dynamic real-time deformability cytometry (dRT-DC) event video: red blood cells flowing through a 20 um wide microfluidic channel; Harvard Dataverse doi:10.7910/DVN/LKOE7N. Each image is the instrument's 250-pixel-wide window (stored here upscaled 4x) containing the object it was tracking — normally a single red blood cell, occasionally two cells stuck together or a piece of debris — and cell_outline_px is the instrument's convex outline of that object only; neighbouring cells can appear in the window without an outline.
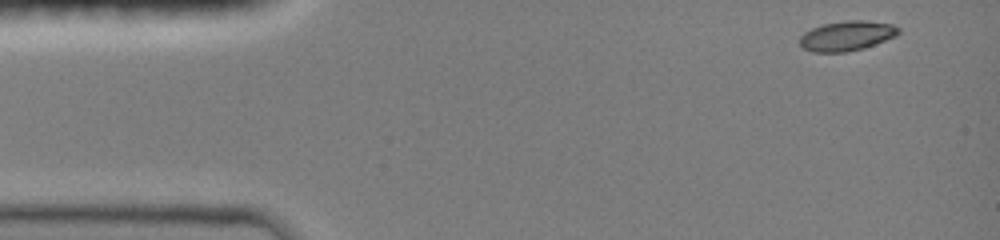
{"species": "common noctule bat (a hibernating species)", "species_latin": "Nyctalus noctula", "temperature_condition": "room temperature", "stored_images_in_passage": 42, "camera_frame_rate_fps": 3000, "um_per_image_px": 0.085, "animal": {"sex": "female", "body_mass_g": 19.0, "forearm_length_mm": 51.5}, "frame": {"image": 1, "passage_image": 1, "time_ms": 0.0, "image_size_px": [1000, 240], "cell_outline_px": [[900, 32], [896, 36], [864, 48], [844, 52], [812, 52], [804, 48], [800, 44], [800, 36], [804, 32], [812, 28], [824, 24], [844, 20], [864, 20], [892, 24], [900, 28]], "centroid_in_image_um": [71.99, 3.04], "position_along_channel_um": 13.0, "area_um2": 17.17}}
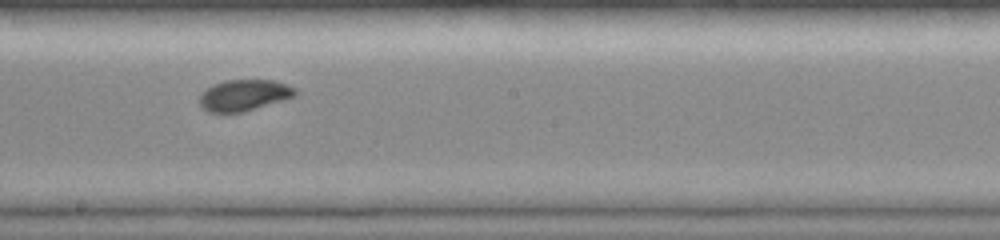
{"frame": {"image": 2, "passage_image": 24, "time_ms": 7.667, "image_size_px": [1000, 240], "cell_outline_px": [[296, 96], [244, 112], [208, 112], [200, 108], [200, 92], [212, 84], [228, 80], [276, 80], [288, 84], [296, 88]], "centroid_in_image_um": [20.73, 8.09], "position_along_channel_um": 227.5, "area_um2": 17.63}}
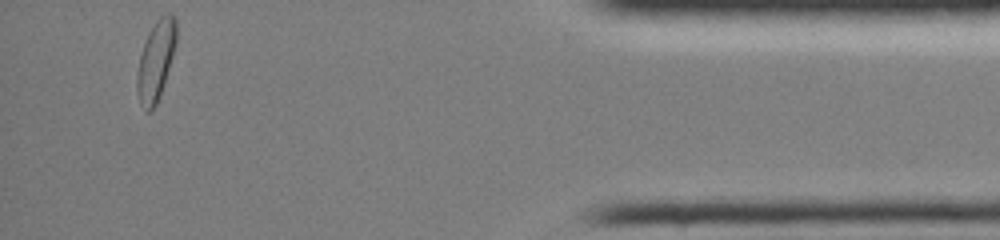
{"frame": {"image": 3, "passage_image": 42, "time_ms": 13.667, "image_size_px": [1000, 240], "cell_outline_px": [[176, 44], [164, 84], [160, 96], [156, 104], [148, 112], [144, 112], [140, 104], [136, 92], [136, 76], [140, 56], [148, 32], [156, 20], [160, 16], [168, 12], [176, 20]], "centroid_in_image_um": [13.23, 5.18], "position_along_channel_um": 422.0, "area_um2": 18.26}, "authors_computed_cell_mechanics": {"area_um2": 17.4556, "velocity_mm_per_s": 4.0538, "shape_relaxation_time_tau1_ms": 3.5674, "shape_relaxation_time_tau2_ms": null, "deformation_change_tau1": 0.1111, "deformation_change_tau2": null}}